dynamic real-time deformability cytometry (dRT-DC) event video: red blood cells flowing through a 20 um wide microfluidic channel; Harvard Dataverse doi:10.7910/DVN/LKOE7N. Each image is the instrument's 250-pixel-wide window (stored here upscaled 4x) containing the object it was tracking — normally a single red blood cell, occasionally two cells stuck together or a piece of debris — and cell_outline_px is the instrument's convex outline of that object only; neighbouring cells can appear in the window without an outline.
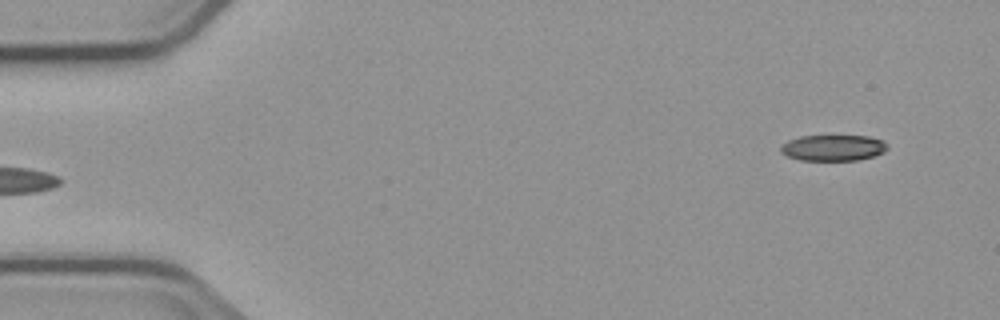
{"species": "common noctule bat (a hibernating species)", "species_latin": "Nyctalus noctula", "temperature_condition": "cold", "stored_images_in_passage": 4, "segment_of_instrument_passage": [2, 2], "camera_frame_rate_fps": 3000, "um_per_image_px": 0.085, "animal": {"sex": "male", "body_mass_g": 23.1, "forearm_length_mm": 52.7}, "frame": {"image": 1, "passage_image": 4, "time_ms": 3.667, "image_size_px": [1000, 320], "cell_outline_px": [[888, 148], [884, 152], [872, 156], [856, 160], [800, 160], [788, 156], [780, 152], [780, 148], [788, 140], [800, 136], [868, 136], [880, 140], [888, 144]], "centroid_in_image_um": [70.81, 12.56], "position_along_channel_um": 14.2, "area_um2": 16.01}}